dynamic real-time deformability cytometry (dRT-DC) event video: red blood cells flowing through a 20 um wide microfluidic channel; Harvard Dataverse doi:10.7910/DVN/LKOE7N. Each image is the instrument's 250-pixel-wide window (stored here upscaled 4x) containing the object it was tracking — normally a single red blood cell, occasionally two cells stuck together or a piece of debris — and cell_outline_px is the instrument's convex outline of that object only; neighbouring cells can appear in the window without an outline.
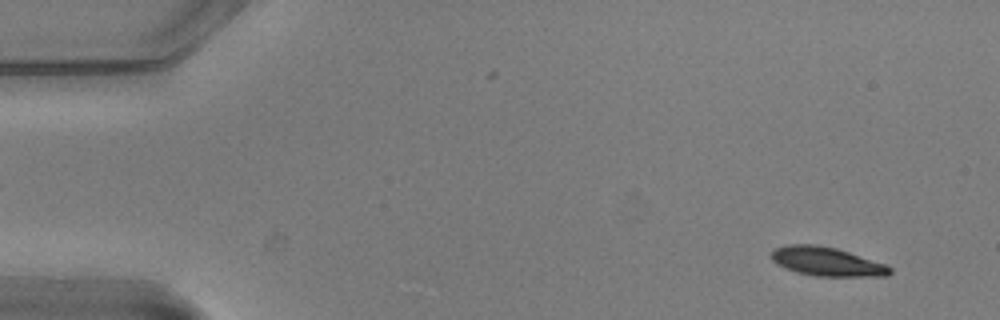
{"species": "common noctule bat (a hibernating species)", "species_latin": "Nyctalus noctula", "temperature_condition": "warm", "stored_images_in_passage": 53, "camera_frame_rate_fps": 3000, "um_per_image_px": 0.085, "animal": {"sex": "male", "body_mass_g": 20.5, "forearm_length_mm": 52.5}, "frame": {"image": 1, "passage_image": 3, "time_ms": 0.667, "image_size_px": [1000, 320], "cell_outline_px": [[892, 272], [888, 276], [816, 276], [796, 272], [784, 268], [776, 264], [772, 260], [772, 248], [784, 244], [816, 244], [836, 248], [888, 264], [892, 268]], "centroid_in_image_um": [70.27, 22.22], "position_along_channel_um": 14.7, "area_um2": 20.29}}
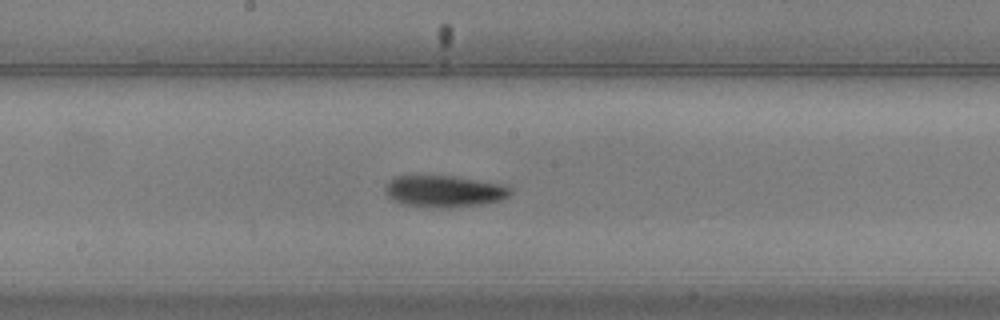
{"frame": {"image": 2, "passage_image": 28, "time_ms": 9.0, "image_size_px": [1000, 320], "cell_outline_px": [[512, 192], [508, 196], [500, 200], [484, 204], [448, 208], [444, 208], [404, 204], [388, 196], [384, 192], [384, 188], [392, 176], [452, 176], [500, 184], [512, 188]], "centroid_in_image_um": [37.75, 16.26], "position_along_channel_um": 210.4, "area_um2": 22.89}}
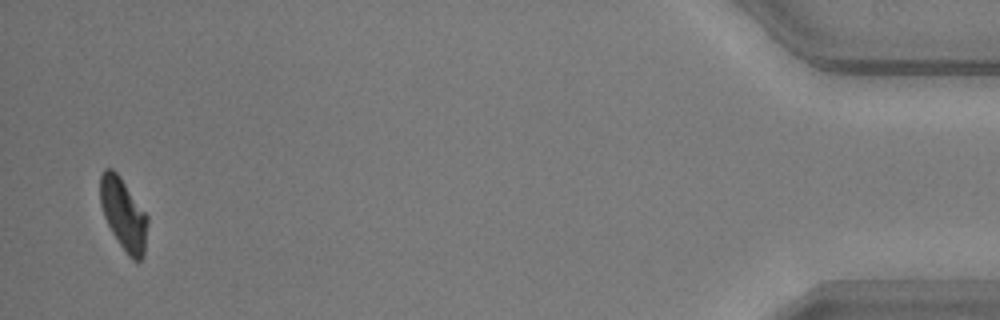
{"frame": {"image": 3, "passage_image": 52, "time_ms": 17.0, "image_size_px": [1000, 320], "cell_outline_px": [[148, 224], [144, 256], [140, 260], [132, 260], [128, 256], [112, 232], [104, 216], [100, 204], [100, 176], [104, 168], [112, 168], [120, 176], [148, 216]], "centroid_in_image_um": [10.5, 18.2], "position_along_channel_um": 424.7, "area_um2": 19.83}, "authors_computed_cell_mechanics": {"area_um2": 21.7328, "velocity_mm_per_s": 3.7266, "shape_relaxation_time_tau1_ms": 3.4552, "shape_relaxation_time_tau2_ms": null, "deformation_change_tau1": 0.1667, "deformation_change_tau2": null}}